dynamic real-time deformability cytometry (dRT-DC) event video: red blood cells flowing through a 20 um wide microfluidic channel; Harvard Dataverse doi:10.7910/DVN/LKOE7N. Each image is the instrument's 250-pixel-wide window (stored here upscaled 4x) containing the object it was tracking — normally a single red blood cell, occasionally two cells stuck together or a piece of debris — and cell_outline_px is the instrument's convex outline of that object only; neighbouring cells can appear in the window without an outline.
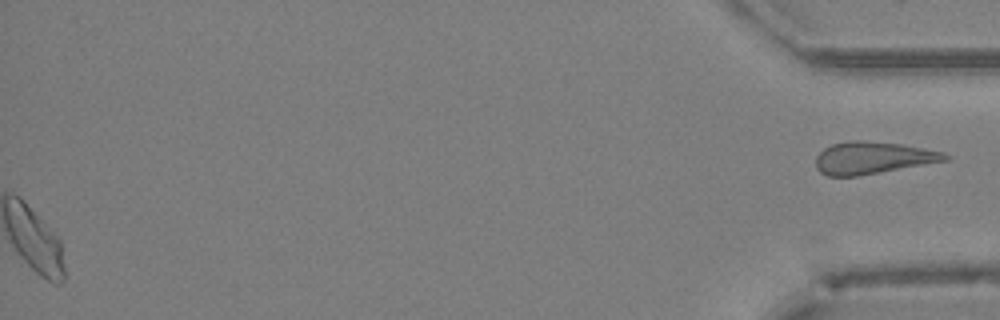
{"species": "Egyptian fruit bat (a non-hibernating species)", "species_latin": "Rousettus aegyptiacus", "temperature_condition": "cold", "stored_images_in_passage": 43, "segment_of_instrument_passage": [2, 2], "camera_frame_rate_fps": 3000, "um_per_image_px": 0.085, "animal": {"sex": "female"}, "frame": {"image": 1, "passage_image": 43, "time_ms": 14.0, "image_size_px": [1000, 320], "cell_outline_px": [[948, 160], [856, 176], [828, 176], [820, 172], [816, 168], [816, 156], [824, 148], [832, 144], [852, 140], [860, 140], [900, 144], [924, 148], [944, 152], [948, 156]], "centroid_in_image_um": [74.14, 13.41], "position_along_channel_um": 361.1, "area_um2": 23.93}}